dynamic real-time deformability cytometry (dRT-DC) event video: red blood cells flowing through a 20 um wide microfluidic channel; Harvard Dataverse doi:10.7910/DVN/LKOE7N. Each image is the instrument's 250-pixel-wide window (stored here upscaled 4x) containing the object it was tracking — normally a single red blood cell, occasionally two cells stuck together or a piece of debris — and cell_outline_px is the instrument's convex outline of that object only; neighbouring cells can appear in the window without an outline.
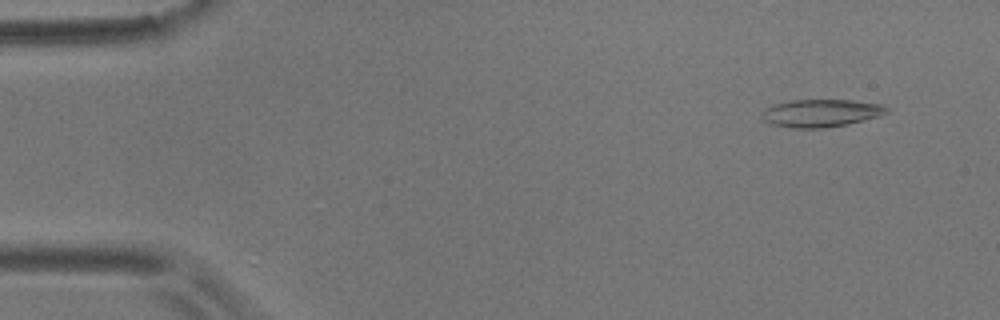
{"species": "common noctule bat (a hibernating species)", "species_latin": "Nyctalus noctula", "temperature_condition": "room temperature", "stored_images_in_passage": 50, "camera_frame_rate_fps": 3000, "um_per_image_px": 0.085, "animal": {"sex": "male", "body_mass_g": 17.9}, "frame": {"image": 1, "passage_image": 5, "time_ms": 1.333, "image_size_px": [1000, 320], "cell_outline_px": [[888, 112], [880, 116], [848, 124], [824, 128], [792, 128], [772, 124], [764, 120], [760, 116], [764, 108], [776, 104], [792, 100], [852, 100], [884, 104], [888, 108]], "centroid_in_image_um": [69.8, 9.61], "position_along_channel_um": 15.2, "area_um2": 20.23}}
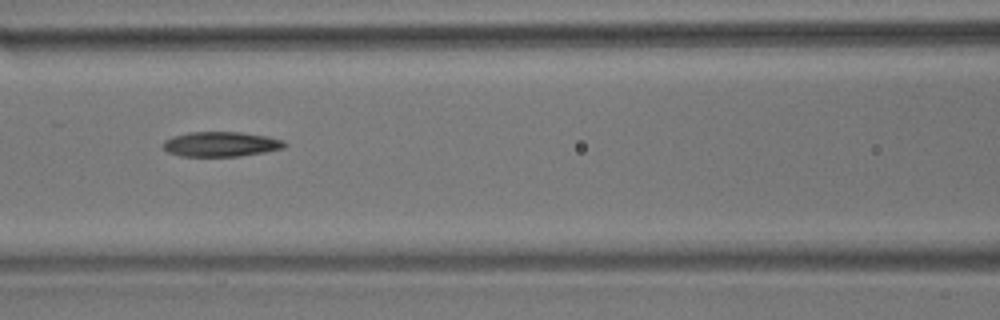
{"frame": {"image": 2, "passage_image": 25, "time_ms": 8.0, "image_size_px": [1000, 320], "cell_outline_px": [[288, 144], [284, 148], [264, 152], [240, 156], [180, 156], [168, 152], [160, 144], [164, 140], [172, 136], [188, 132], [240, 132], [268, 136], [284, 140]], "centroid_in_image_um": [18.77, 12.25], "position_along_channel_um": 147.8, "area_um2": 17.8}}
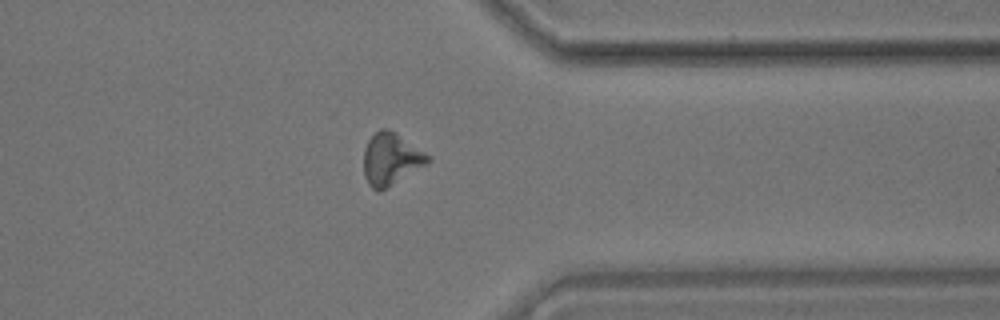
{"frame": {"image": 3, "passage_image": 45, "time_ms": 14.667, "image_size_px": [1000, 320], "cell_outline_px": [[432, 160], [428, 164], [380, 192], [376, 192], [368, 184], [364, 176], [364, 148], [368, 140], [380, 128], [388, 128], [432, 156]], "centroid_in_image_um": [33.24, 13.54], "position_along_channel_um": 378.2, "area_um2": 19.71}, "authors_computed_cell_mechanics": {"area_um2": 18.496, "velocity_mm_per_s": 3.5556, "shape_relaxation_time_tau1_ms": null, "shape_relaxation_time_tau2_ms": 10.8732, "deformation_change_tau1": null, "deformation_change_tau2": 0.2437}}